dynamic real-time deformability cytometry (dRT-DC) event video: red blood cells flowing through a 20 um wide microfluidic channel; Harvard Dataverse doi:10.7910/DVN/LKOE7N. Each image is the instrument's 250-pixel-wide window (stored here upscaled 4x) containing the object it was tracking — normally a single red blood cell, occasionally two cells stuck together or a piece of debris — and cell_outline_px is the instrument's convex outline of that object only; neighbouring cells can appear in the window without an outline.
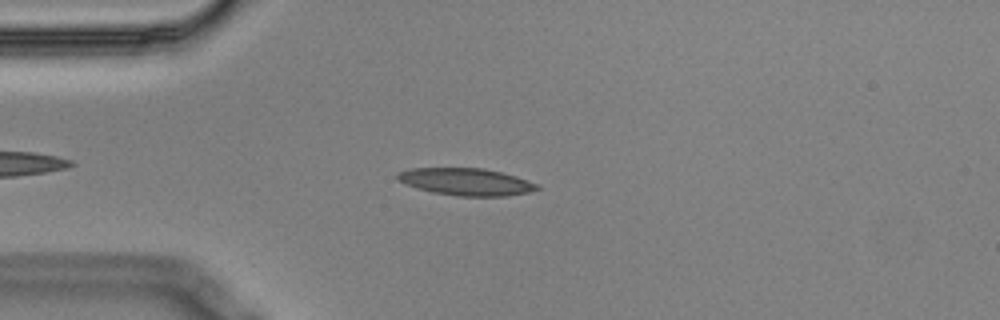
{"species": "Egyptian fruit bat (a non-hibernating species)", "species_latin": "Rousettus aegyptiacus", "temperature_condition": "cold", "stored_images_in_passage": 48, "camera_frame_rate_fps": 3000, "um_per_image_px": 0.085, "animal": {"sex": "male"}, "frame": {"image": 1, "passage_image": 10, "time_ms": 3.0, "image_size_px": [1000, 320], "cell_outline_px": [[540, 188], [528, 192], [508, 196], [456, 196], [432, 192], [416, 188], [400, 180], [396, 176], [396, 172], [412, 168], [484, 168], [516, 176], [540, 184]], "centroid_in_image_um": [39.65, 15.45], "position_along_channel_um": 45.4, "area_um2": 22.14}}
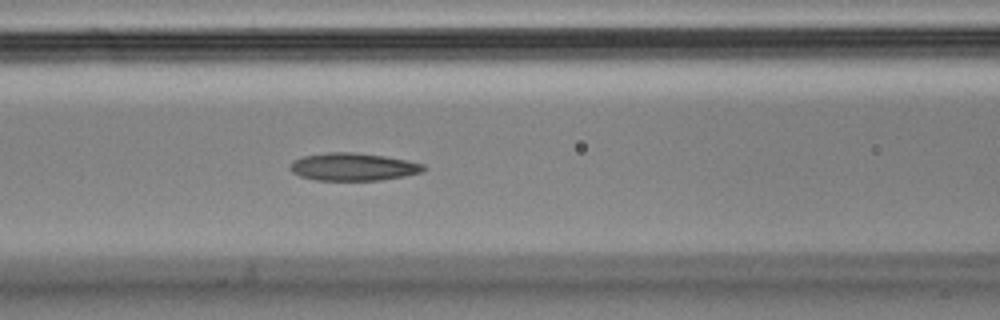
{"frame": {"image": 2, "passage_image": 19, "time_ms": 6.0, "image_size_px": [1000, 320], "cell_outline_px": [[428, 168], [420, 172], [404, 176], [380, 180], [316, 180], [300, 176], [292, 172], [292, 160], [304, 156], [328, 152], [352, 152], [384, 156], [408, 160], [424, 164]], "centroid_in_image_um": [30.05, 14.18], "position_along_channel_um": 136.6, "area_um2": 21.39}}
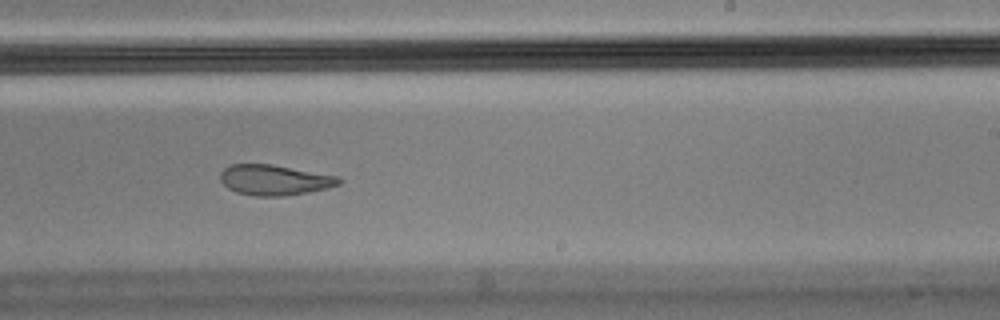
{"frame": {"image": 3, "passage_image": 30, "time_ms": 9.667, "image_size_px": [1000, 320], "cell_outline_px": [[344, 180], [340, 184], [328, 188], [308, 192], [284, 196], [252, 196], [236, 192], [228, 188], [220, 180], [220, 172], [224, 168], [232, 164], [272, 164], [340, 176]], "centroid_in_image_um": [23.36, 15.3], "position_along_channel_um": 265.6, "area_um2": 21.27}, "authors_computed_cell_mechanics": {"area_um2": 21.9351, "velocity_mm_per_s": 3.5342, "shape_relaxation_time_tau1_ms": null, "shape_relaxation_time_tau2_ms": 2.7676, "deformation_change_tau1": null, "deformation_change_tau2": 0.1001}}